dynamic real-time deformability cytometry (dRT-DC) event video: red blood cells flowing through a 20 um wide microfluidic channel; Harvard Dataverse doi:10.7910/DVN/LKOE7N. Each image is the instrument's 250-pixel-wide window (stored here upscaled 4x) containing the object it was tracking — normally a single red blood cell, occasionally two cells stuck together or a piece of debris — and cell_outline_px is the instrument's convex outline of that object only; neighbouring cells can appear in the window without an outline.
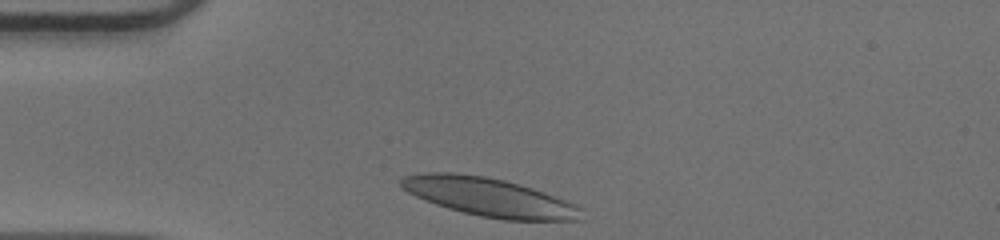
{"species": "human", "species_latin": "Homo sapiens", "temperature_condition": "warm", "stored_images_in_passage": 31, "camera_frame_rate_fps": 3000, "um_per_image_px": 0.085, "donor": {"sex": "male"}, "frame": {"image": 1, "passage_image": 1, "time_ms": 0.0, "image_size_px": [1000, 240], "cell_outline_px": [[584, 220], [504, 220], [480, 216], [448, 208], [436, 204], [416, 196], [408, 192], [400, 184], [400, 180], [404, 176], [428, 172], [452, 172], [484, 176], [504, 180], [532, 188], [544, 192], [576, 204], [580, 208]], "centroid_in_image_um": [41.6, 16.76], "position_along_channel_um": 43.4, "area_um2": 40.11}}
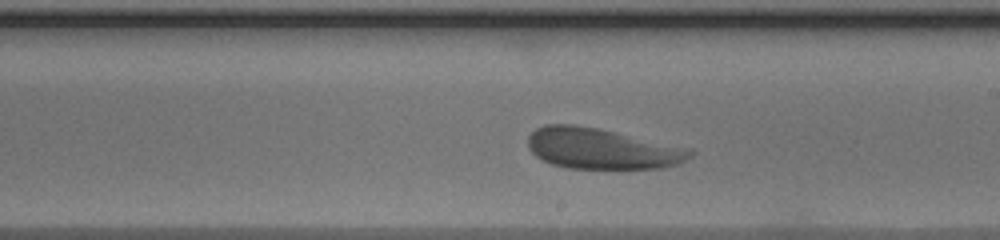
{"frame": {"image": 2, "passage_image": 18, "time_ms": 5.667, "image_size_px": [1000, 240], "cell_outline_px": [[696, 152], [692, 156], [676, 164], [660, 168], [568, 168], [552, 164], [540, 160], [528, 148], [528, 136], [536, 128], [544, 124], [576, 124], [596, 128], [692, 148]], "centroid_in_image_um": [51.13, 12.63], "position_along_channel_um": 237.9, "area_um2": 38.55}}
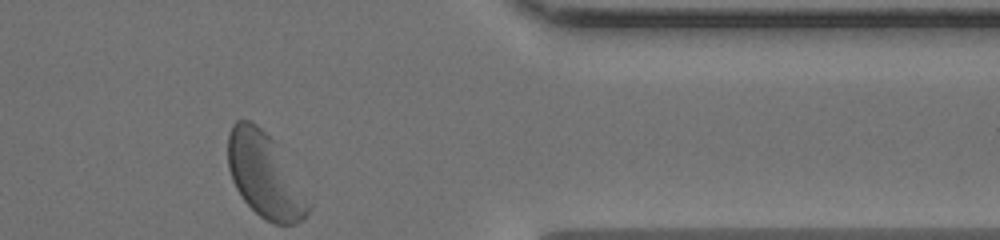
{"frame": {"image": 3, "passage_image": 31, "time_ms": 10.0, "image_size_px": [1000, 240], "cell_outline_px": [[312, 208], [296, 224], [276, 224], [260, 216], [244, 200], [236, 188], [232, 180], [228, 168], [228, 136], [232, 124], [236, 120], [248, 120], [256, 124], [272, 140], [312, 204]], "centroid_in_image_um": [22.48, 14.93], "position_along_channel_um": 388.9, "area_um2": 38.67}, "authors_computed_cell_mechanics": {"area_um2": 38.5526, "velocity_mm_per_s": 3.8827, "shape_relaxation_time_tau1_ms": 4.1166, "shape_relaxation_time_tau2_ms": 1.5856, "deformation_change_tau1": 0.1032, "deformation_change_tau2": 0.0828}}